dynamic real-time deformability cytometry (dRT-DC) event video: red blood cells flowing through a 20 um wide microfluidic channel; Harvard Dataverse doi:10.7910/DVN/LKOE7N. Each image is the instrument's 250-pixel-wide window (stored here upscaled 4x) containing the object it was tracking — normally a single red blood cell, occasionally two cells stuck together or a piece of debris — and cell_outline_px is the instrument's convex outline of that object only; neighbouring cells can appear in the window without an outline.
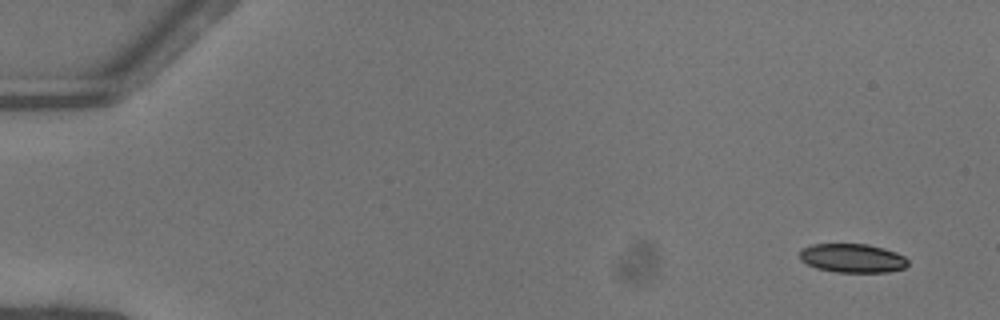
{"species": "common noctule bat (a hibernating species)", "species_latin": "Nyctalus noctula", "temperature_condition": "warm", "stored_images_in_passage": 50, "camera_frame_rate_fps": 3000, "um_per_image_px": 0.085, "animal": {"sex": "female"}, "frame": {"image": 1, "passage_image": 1, "time_ms": 0.0, "image_size_px": [1000, 320], "cell_outline_px": [[908, 264], [904, 268], [888, 272], [836, 272], [816, 268], [800, 260], [800, 248], [812, 244], [868, 244], [884, 248], [896, 252], [904, 256], [908, 260]], "centroid_in_image_um": [72.45, 21.94], "position_along_channel_um": 12.6, "area_um2": 18.32}}
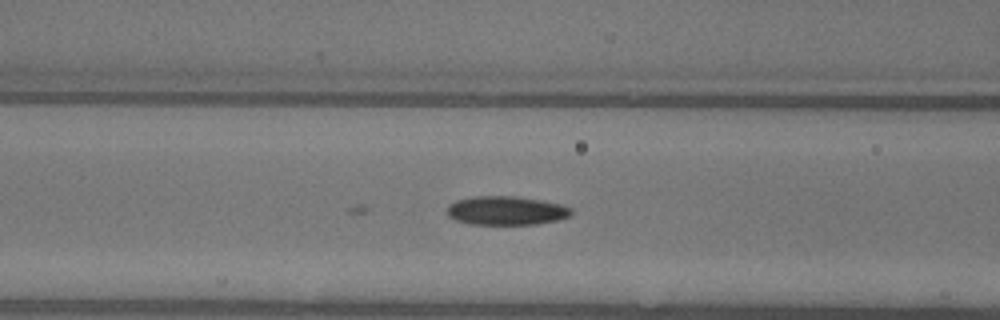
{"frame": {"image": 2, "passage_image": 20, "time_ms": 6.333, "image_size_px": [1000, 320], "cell_outline_px": [[572, 212], [568, 216], [556, 220], [536, 224], [468, 224], [456, 220], [448, 216], [448, 204], [456, 200], [476, 196], [512, 196], [540, 200], [560, 204], [572, 208]], "centroid_in_image_um": [43.0, 17.9], "position_along_channel_um": 123.6, "area_um2": 20.69}}
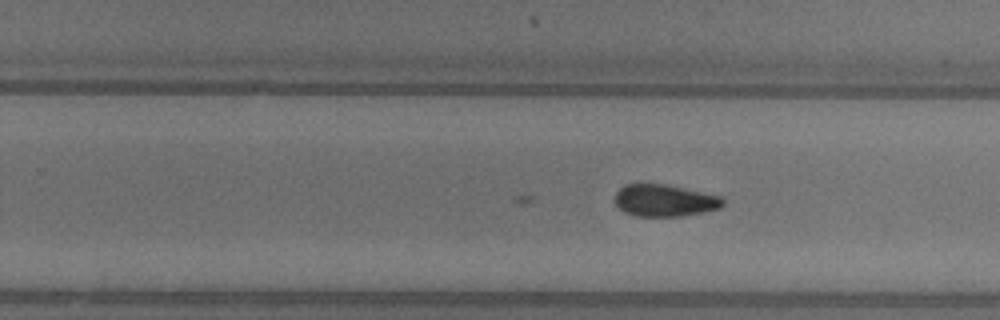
{"frame": {"image": 3, "passage_image": 31, "time_ms": 10.0, "image_size_px": [1000, 320], "cell_outline_px": [[724, 204], [720, 208], [680, 216], [636, 216], [624, 212], [616, 204], [616, 192], [624, 184], [664, 184], [720, 196], [724, 200]], "centroid_in_image_um": [56.47, 17.04], "position_along_channel_um": 273.3, "area_um2": 19.83}}